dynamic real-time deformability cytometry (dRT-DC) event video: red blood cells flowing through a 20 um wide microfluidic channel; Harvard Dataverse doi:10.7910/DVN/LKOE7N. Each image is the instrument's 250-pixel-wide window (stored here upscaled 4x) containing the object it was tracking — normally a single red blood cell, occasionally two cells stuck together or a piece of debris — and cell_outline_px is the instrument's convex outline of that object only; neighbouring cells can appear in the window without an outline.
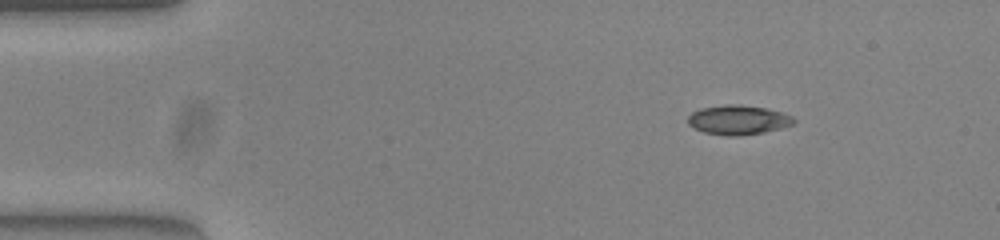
{"species": "common noctule bat (a hibernating species)", "species_latin": "Nyctalus noctula", "temperature_condition": "warm", "stored_images_in_passage": 46, "camera_frame_rate_fps": 3000, "um_per_image_px": 0.085, "animal": {"sex": "female", "body_mass_g": 23.0, "forearm_length_mm": 53.4}, "frame": {"image": 1, "passage_image": 1, "time_ms": 0.0, "image_size_px": [1000, 240], "cell_outline_px": [[796, 120], [792, 124], [780, 128], [764, 132], [740, 136], [728, 136], [704, 132], [688, 124], [688, 116], [692, 112], [700, 108], [728, 104], [740, 104], [764, 108], [784, 112], [792, 116]], "centroid_in_image_um": [62.75, 10.18], "position_along_channel_um": 22.3, "area_um2": 18.15}}
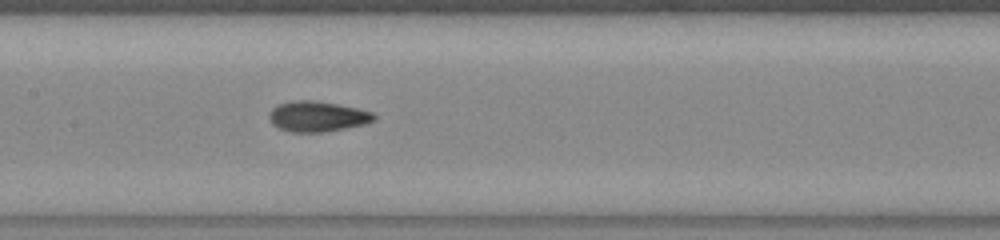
{"frame": {"image": 2, "passage_image": 19, "time_ms": 6.0, "image_size_px": [1000, 240], "cell_outline_px": [[376, 120], [364, 124], [324, 132], [292, 132], [280, 128], [272, 124], [268, 116], [272, 108], [280, 104], [292, 100], [312, 100], [336, 104], [356, 108], [372, 112], [376, 116]], "centroid_in_image_um": [26.97, 9.9], "position_along_channel_um": 180.4, "area_um2": 18.44}}
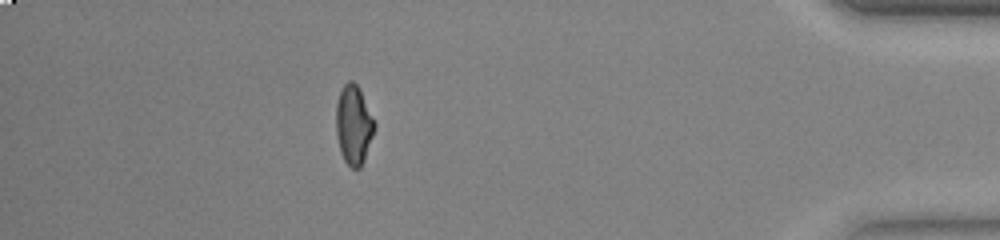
{"frame": {"image": 3, "passage_image": 40, "time_ms": 13.0, "image_size_px": [1000, 240], "cell_outline_px": [[376, 128], [364, 160], [360, 168], [352, 168], [344, 160], [340, 152], [336, 132], [336, 104], [340, 92], [344, 84], [348, 80], [352, 80], [356, 84], [376, 124]], "centroid_in_image_um": [30.05, 10.64], "position_along_channel_um": 405.1, "area_um2": 17.57}, "authors_computed_cell_mechanics": {"area_um2": 17.7446, "velocity_mm_per_s": 3.9366, "shape_relaxation_time_tau1_ms": 6.8935, "shape_relaxation_time_tau2_ms": 1.4329, "deformation_change_tau1": 0.2319, "deformation_change_tau2": 0.0649}}